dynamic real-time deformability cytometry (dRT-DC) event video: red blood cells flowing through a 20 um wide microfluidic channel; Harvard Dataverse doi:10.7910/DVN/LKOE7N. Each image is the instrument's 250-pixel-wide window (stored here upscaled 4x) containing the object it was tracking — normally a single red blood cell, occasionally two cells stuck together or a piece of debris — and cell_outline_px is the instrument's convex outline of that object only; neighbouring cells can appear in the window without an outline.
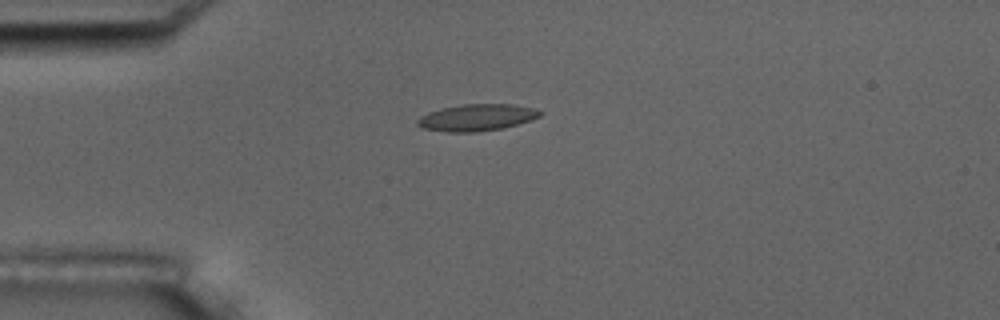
{"species": "common noctule bat (a hibernating species)", "species_latin": "Nyctalus noctula", "temperature_condition": "room temperature", "stored_images_in_passage": 11, "camera_frame_rate_fps": 3000, "um_per_image_px": 0.085, "animal": {"sex": "male", "body_mass_g": 17.5, "forearm_length_mm": 52.3}, "frame": {"image": 1, "passage_image": 2, "time_ms": 2.0, "image_size_px": [1000, 320], "cell_outline_px": [[544, 112], [540, 116], [504, 128], [476, 132], [448, 132], [424, 128], [416, 124], [416, 120], [420, 116], [428, 112], [460, 104], [512, 104], [536, 108]], "centroid_in_image_um": [40.53, 9.98], "position_along_channel_um": 44.5, "area_um2": 19.07}, "authors_computed_cell_mechanics": {"area_um2": 17.6868, "velocity_mm_per_s": 3.6297, "shape_relaxation_time_tau1_ms": null, "shape_relaxation_time_tau2_ms": 2.4731, "deformation_change_tau1": null, "deformation_change_tau2": 0.0954}}